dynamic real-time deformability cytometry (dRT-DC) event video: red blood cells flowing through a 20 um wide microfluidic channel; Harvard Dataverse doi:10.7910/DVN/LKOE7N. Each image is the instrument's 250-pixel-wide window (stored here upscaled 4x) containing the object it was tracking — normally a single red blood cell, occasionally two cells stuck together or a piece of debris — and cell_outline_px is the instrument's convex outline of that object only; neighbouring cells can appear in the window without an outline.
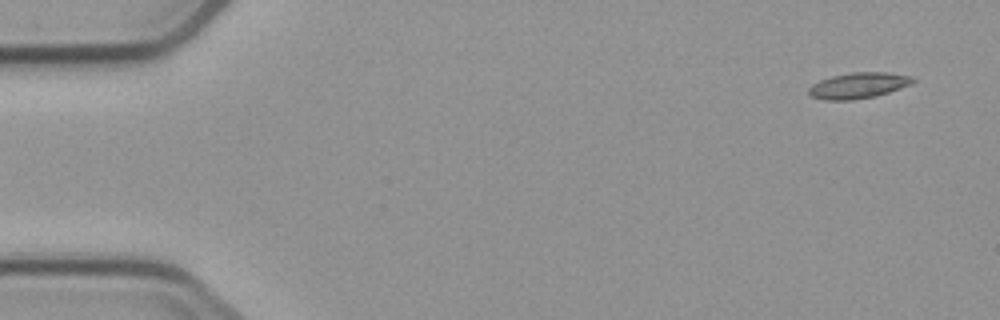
{"species": "common noctule bat (a hibernating species)", "species_latin": "Nyctalus noctula", "temperature_condition": "cold", "stored_images_in_passage": 4, "camera_frame_rate_fps": 3000, "um_per_image_px": 0.085, "animal": {"sex": "male", "body_mass_g": 23.1, "forearm_length_mm": 52.7}, "frame": {"image": 1, "passage_image": 1, "time_ms": 0.0, "image_size_px": [1000, 320], "cell_outline_px": [[916, 80], [912, 84], [876, 96], [852, 100], [824, 100], [812, 96], [808, 92], [808, 88], [812, 84], [820, 80], [832, 76], [852, 72], [884, 72], [912, 76]], "centroid_in_image_um": [72.96, 7.26], "position_along_channel_um": 12.0, "area_um2": 15.66}}
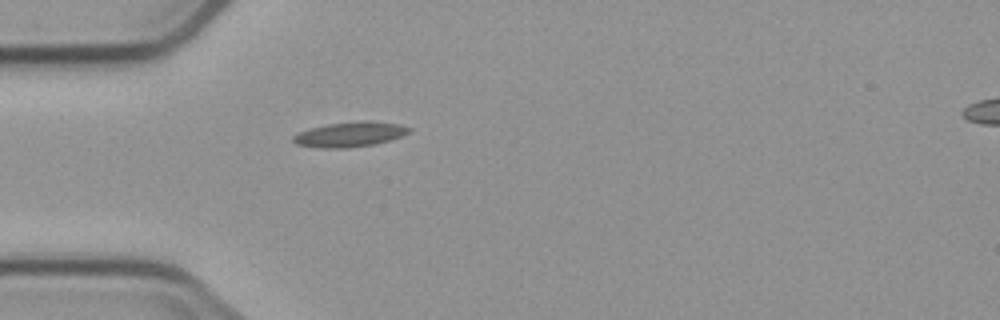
{"frame": {"image": 2, "passage_image": 4, "time_ms": 4.333, "image_size_px": [1000, 320], "cell_outline_px": [[412, 128], [408, 132], [400, 136], [376, 144], [344, 148], [324, 148], [296, 144], [292, 140], [292, 136], [300, 132], [312, 128], [328, 124], [360, 120], [368, 120], [400, 124]], "centroid_in_image_um": [29.75, 11.41], "position_along_channel_um": 55.2, "area_um2": 16.7}}